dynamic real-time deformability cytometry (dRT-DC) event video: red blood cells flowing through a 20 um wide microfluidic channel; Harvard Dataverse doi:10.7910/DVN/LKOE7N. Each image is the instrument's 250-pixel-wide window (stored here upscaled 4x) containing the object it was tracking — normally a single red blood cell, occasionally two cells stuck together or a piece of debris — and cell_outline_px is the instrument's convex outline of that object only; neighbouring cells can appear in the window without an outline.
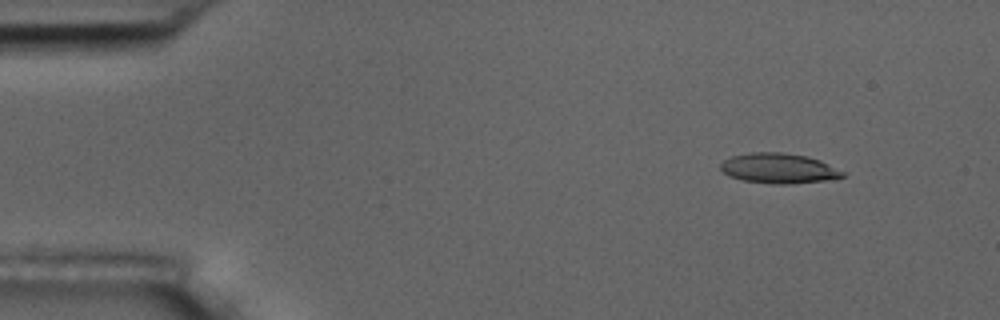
{"species": "common noctule bat (a hibernating species)", "species_latin": "Nyctalus noctula", "temperature_condition": "room temperature", "stored_images_in_passage": 3, "camera_frame_rate_fps": 3000, "um_per_image_px": 0.085, "animal": {"sex": "male", "body_mass_g": 17.5, "forearm_length_mm": 52.3}, "frame": {"image": 1, "passage_image": 1, "time_ms": 0.0, "image_size_px": [1000, 320], "cell_outline_px": [[848, 172], [844, 176], [824, 180], [792, 184], [772, 184], [744, 180], [732, 176], [724, 172], [720, 168], [720, 164], [724, 160], [732, 156], [752, 152], [780, 152], [808, 156], [820, 160]], "centroid_in_image_um": [66.24, 14.3], "position_along_channel_um": 18.8, "area_um2": 21.39}}
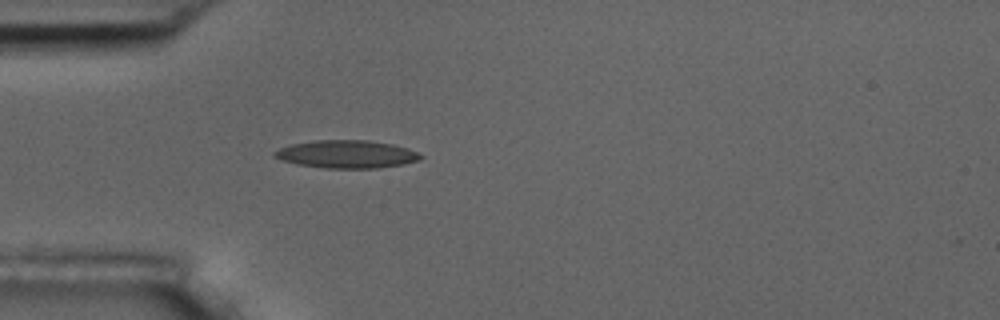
{"frame": {"image": 2, "passage_image": 3, "time_ms": 3.333, "image_size_px": [1000, 320], "cell_outline_px": [[424, 156], [420, 160], [404, 164], [380, 168], [324, 168], [296, 164], [272, 156], [272, 152], [280, 148], [292, 144], [312, 140], [368, 140], [392, 144], [408, 148]], "centroid_in_image_um": [29.47, 13.1], "position_along_channel_um": 55.5, "area_um2": 23.81}}